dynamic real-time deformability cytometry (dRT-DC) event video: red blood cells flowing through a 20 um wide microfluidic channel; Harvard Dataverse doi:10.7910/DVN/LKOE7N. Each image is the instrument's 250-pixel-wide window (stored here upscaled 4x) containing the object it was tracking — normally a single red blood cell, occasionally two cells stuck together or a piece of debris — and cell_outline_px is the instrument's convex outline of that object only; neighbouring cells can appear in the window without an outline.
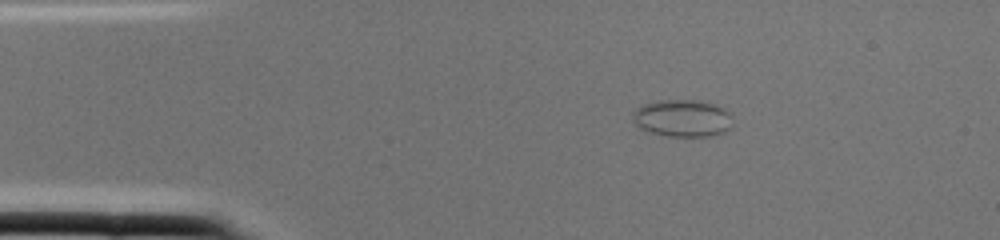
{"species": "common noctule bat (a hibernating species)", "species_latin": "Nyctalus noctula", "temperature_condition": "cold", "stored_images_in_passage": 1, "camera_frame_rate_fps": 3000, "um_per_image_px": 0.085, "animal": {"sex": "female", "body_mass_g": 22.0, "forearm_length_mm": 56.7}, "frame": {"image": 1, "passage_image": 1, "time_ms": 0.0, "image_size_px": [1000, 240], "cell_outline_px": [[732, 124], [724, 132], [712, 136], [668, 136], [648, 132], [632, 124], [632, 112], [636, 108], [644, 104], [656, 100], [700, 100], [716, 104], [728, 112], [732, 116]], "centroid_in_image_um": [57.97, 10.04], "position_along_channel_um": 27.0, "area_um2": 22.02}}